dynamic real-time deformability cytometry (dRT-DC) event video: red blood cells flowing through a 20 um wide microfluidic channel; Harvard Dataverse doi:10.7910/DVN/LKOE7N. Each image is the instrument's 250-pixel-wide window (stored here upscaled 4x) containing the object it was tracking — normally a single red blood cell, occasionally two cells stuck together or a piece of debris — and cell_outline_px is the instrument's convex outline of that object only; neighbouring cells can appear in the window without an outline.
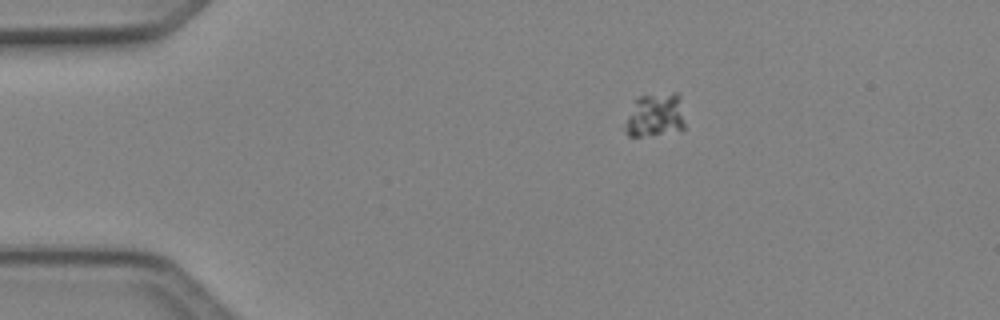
{"species": "Egyptian fruit bat (a non-hibernating species)", "species_latin": "Rousettus aegyptiacus", "temperature_condition": "cold", "stored_images_in_passage": 5, "camera_frame_rate_fps": 3000, "um_per_image_px": 0.085, "animal": {"sex": "female"}, "frame": {"image": 1, "passage_image": 1, "time_ms": 0.0, "image_size_px": [1000, 320], "cell_outline_px": [[684, 128], [640, 136], [628, 136], [624, 128], [628, 116], [636, 100], [640, 96], [672, 92], [680, 92], [684, 124]], "centroid_in_image_um": [55.71, 9.74], "position_along_channel_um": 29.3, "area_um2": 14.8}}
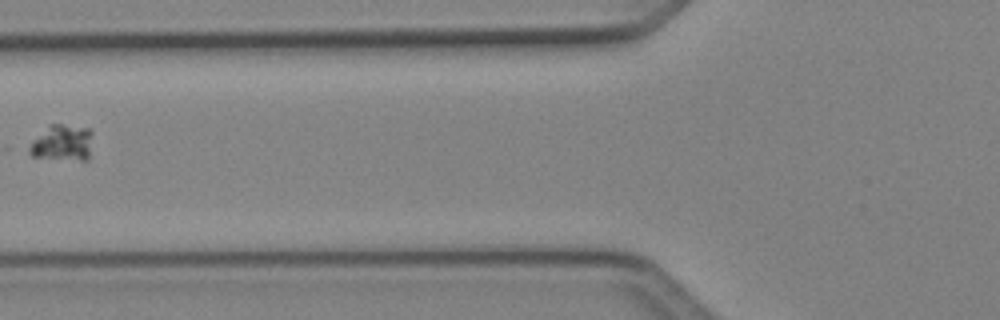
{"frame": {"image": 2, "passage_image": 4, "time_ms": 1.0, "image_size_px": [1000, 320], "cell_outline_px": [[92, 132], [88, 160], [80, 160], [32, 156], [24, 148], [48, 124], [60, 124], [88, 128]], "centroid_in_image_um": [5.23, 12.13], "position_along_channel_um": 120.6, "area_um2": 13.47}}
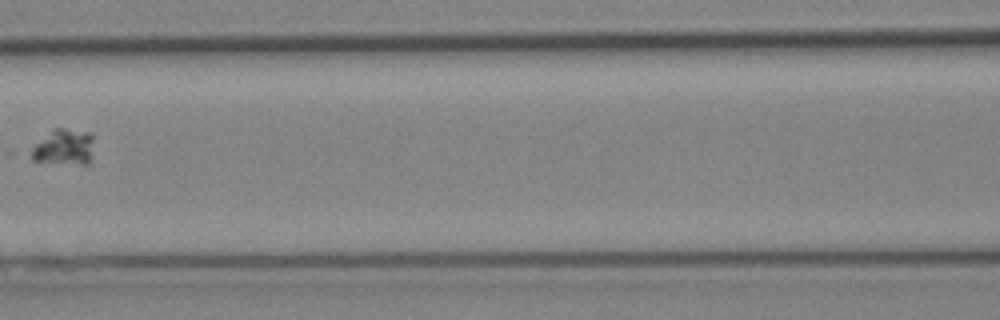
{"frame": {"image": 3, "passage_image": 5, "time_ms": 1.333, "image_size_px": [1000, 320], "cell_outline_px": [[92, 140], [88, 164], [84, 164], [32, 160], [32, 148], [52, 128], [64, 128], [92, 132]], "centroid_in_image_um": [5.44, 12.46], "position_along_channel_um": 161.2, "area_um2": 12.66}}